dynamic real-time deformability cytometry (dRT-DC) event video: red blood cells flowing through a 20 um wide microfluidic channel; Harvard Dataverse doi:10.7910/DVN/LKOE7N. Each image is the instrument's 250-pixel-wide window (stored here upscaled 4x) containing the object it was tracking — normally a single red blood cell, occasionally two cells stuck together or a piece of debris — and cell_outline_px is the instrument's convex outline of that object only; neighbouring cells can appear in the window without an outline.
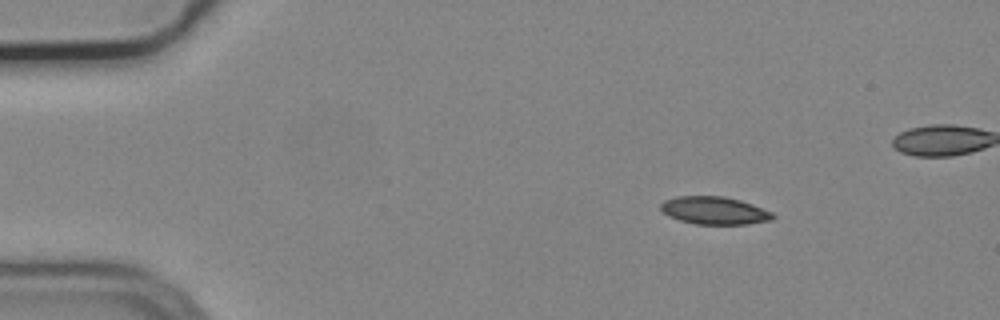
{"species": "common noctule bat (a hibernating species)", "species_latin": "Nyctalus noctula", "temperature_condition": "cold", "stored_images_in_passage": 56, "camera_frame_rate_fps": 3000, "um_per_image_px": 0.085, "animal": {"sex": "male", "body_mass_g": 19.2, "forearm_length_mm": 51.8}, "frame": {"image": 1, "passage_image": 8, "time_ms": 2.333, "image_size_px": [1000, 320], "cell_outline_px": [[776, 216], [772, 220], [748, 224], [696, 224], [680, 220], [668, 216], [660, 208], [660, 204], [664, 200], [676, 196], [724, 196], [740, 200], [752, 204], [772, 212]], "centroid_in_image_um": [60.73, 17.89], "position_along_channel_um": 24.3, "area_um2": 18.15}}
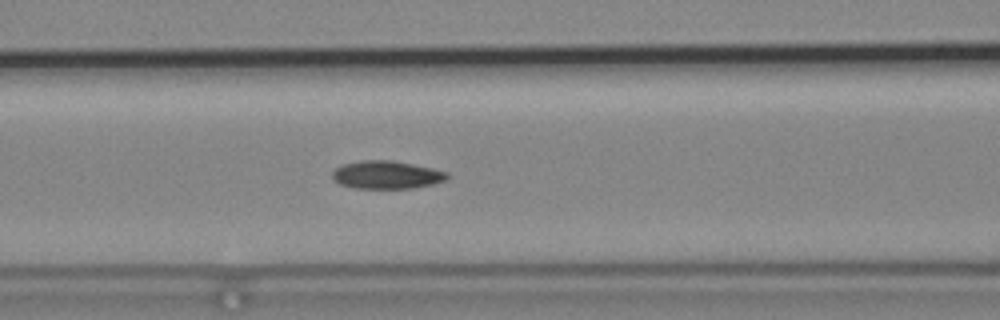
{"frame": {"image": 2, "passage_image": 23, "time_ms": 7.333, "image_size_px": [1000, 320], "cell_outline_px": [[448, 180], [432, 184], [412, 188], [356, 188], [340, 184], [332, 180], [332, 172], [336, 168], [344, 164], [360, 160], [392, 160], [432, 168], [448, 172]], "centroid_in_image_um": [32.86, 14.86], "position_along_channel_um": 133.7, "area_um2": 18.73}}
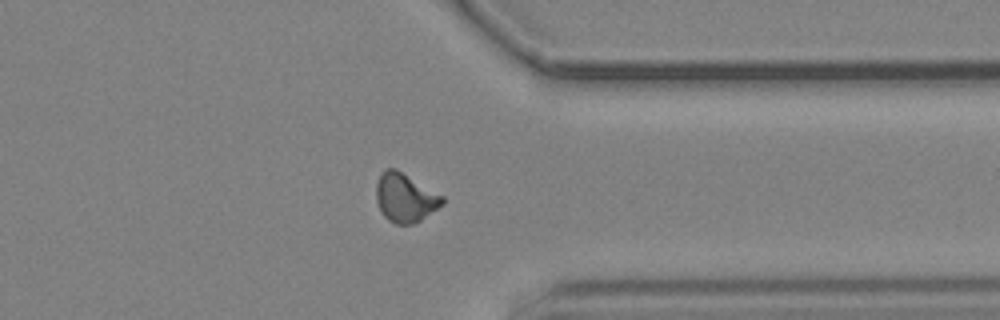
{"frame": {"image": 3, "passage_image": 43, "time_ms": 14.0, "image_size_px": [1000, 320], "cell_outline_px": [[444, 204], [420, 220], [412, 224], [396, 224], [388, 220], [384, 216], [376, 200], [376, 184], [380, 172], [388, 168], [396, 168], [444, 196]], "centroid_in_image_um": [34.43, 16.79], "position_along_channel_um": 377.0, "area_um2": 18.84}, "authors_computed_cell_mechanics": {"area_um2": 18.1781, "velocity_mm_per_s": 3.7259, "shape_relaxation_time_tau1_ms": 5.5731, "shape_relaxation_time_tau2_ms": 4.2878, "deformation_change_tau1": 0.1377, "deformation_change_tau2": 0.0946}}